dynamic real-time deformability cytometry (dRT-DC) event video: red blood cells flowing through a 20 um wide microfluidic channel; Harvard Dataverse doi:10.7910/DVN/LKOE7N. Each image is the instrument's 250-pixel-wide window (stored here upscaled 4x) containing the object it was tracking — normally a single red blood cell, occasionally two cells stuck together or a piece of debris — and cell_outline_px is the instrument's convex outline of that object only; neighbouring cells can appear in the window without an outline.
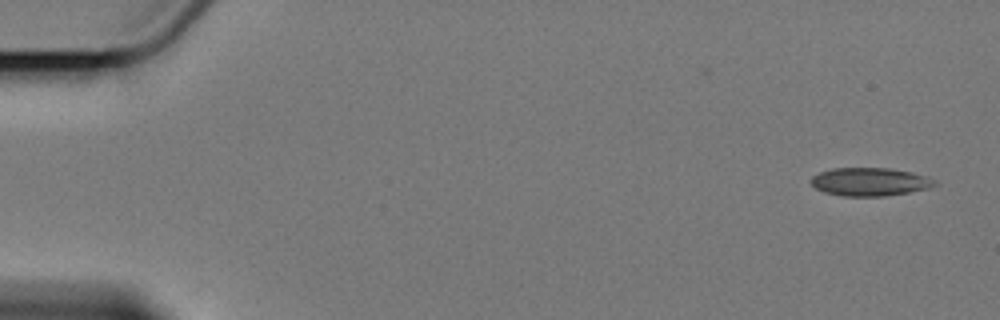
{"species": "Egyptian fruit bat (a non-hibernating species)", "species_latin": "Rousettus aegyptiacus", "temperature_condition": "cold", "stored_images_in_passage": 10, "camera_frame_rate_fps": 3000, "um_per_image_px": 0.085, "animal": {"sex": "female"}, "frame": {"image": 1, "passage_image": 1, "time_ms": 0.0, "image_size_px": [1000, 320], "cell_outline_px": [[936, 184], [932, 188], [884, 196], [844, 196], [824, 192], [816, 188], [808, 180], [812, 176], [820, 172], [832, 168], [888, 168], [912, 172], [936, 180]], "centroid_in_image_um": [73.92, 15.45], "position_along_channel_um": 11.1, "area_um2": 20.35}}
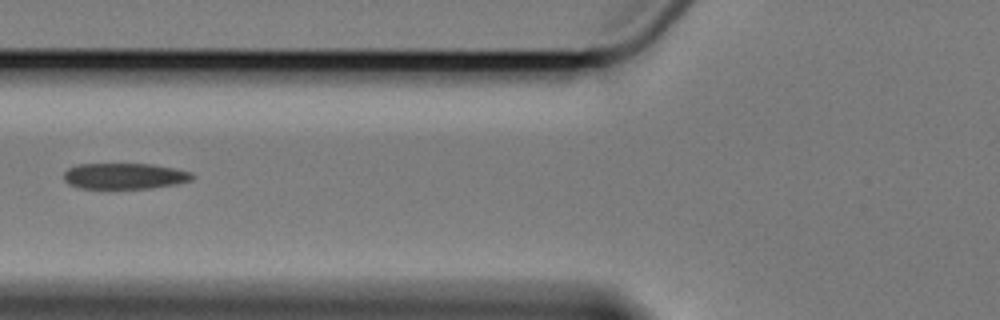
{"frame": {"image": 2, "passage_image": 7, "time_ms": 7.0, "image_size_px": [1000, 320], "cell_outline_px": [[196, 176], [192, 180], [176, 184], [148, 188], [76, 188], [68, 184], [64, 180], [64, 172], [68, 168], [76, 164], [152, 164], [176, 168], [192, 172]], "centroid_in_image_um": [10.59, 14.96], "position_along_channel_um": 115.2, "area_um2": 19.59}}
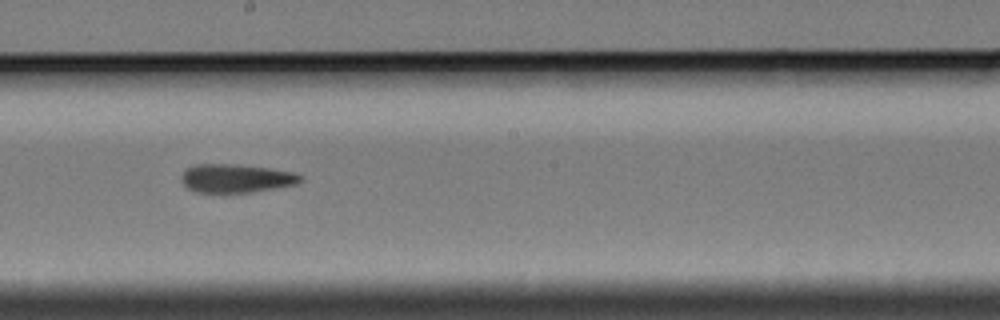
{"frame": {"image": 3, "passage_image": 10, "time_ms": 10.333, "image_size_px": [1000, 320], "cell_outline_px": [[304, 180], [296, 184], [252, 192], [196, 192], [188, 188], [180, 180], [180, 176], [188, 168], [196, 164], [224, 164], [268, 168], [292, 172], [304, 176]], "centroid_in_image_um": [20.07, 15.16], "position_along_channel_um": 228.1, "area_um2": 19.54}}